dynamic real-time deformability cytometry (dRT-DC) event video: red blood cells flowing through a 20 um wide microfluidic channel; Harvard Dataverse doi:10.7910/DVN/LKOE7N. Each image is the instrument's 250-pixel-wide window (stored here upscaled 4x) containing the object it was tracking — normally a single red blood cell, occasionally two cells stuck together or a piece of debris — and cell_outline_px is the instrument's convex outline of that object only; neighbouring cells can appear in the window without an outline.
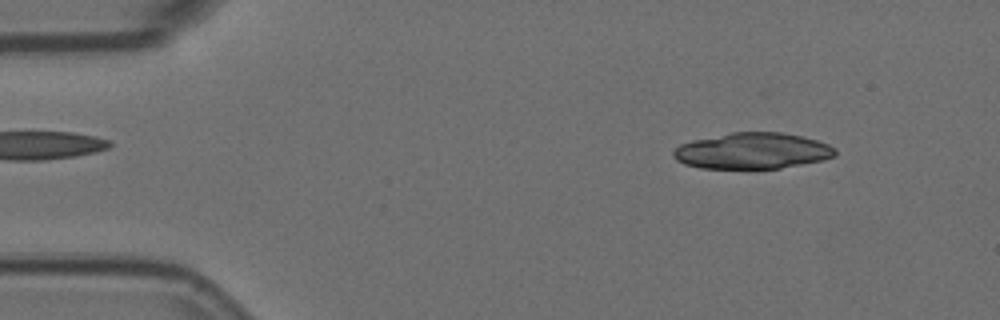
{"species": "Egyptian fruit bat (a non-hibernating species)", "species_latin": "Rousettus aegyptiacus", "temperature_condition": "room temperature", "stored_images_in_passage": 36, "camera_frame_rate_fps": 3000, "um_per_image_px": 0.085, "animal": {"sex": "female"}, "frame": {"image": 1, "passage_image": 6, "time_ms": 1.667, "image_size_px": [1000, 320], "cell_outline_px": [[836, 156], [820, 160], [780, 168], [756, 172], [700, 168], [684, 164], [676, 160], [672, 156], [672, 152], [680, 144], [692, 140], [732, 132], [780, 132], [800, 136], [816, 140], [828, 144], [836, 148]], "centroid_in_image_um": [63.9, 12.87], "position_along_channel_um": 21.1, "area_um2": 35.03}}